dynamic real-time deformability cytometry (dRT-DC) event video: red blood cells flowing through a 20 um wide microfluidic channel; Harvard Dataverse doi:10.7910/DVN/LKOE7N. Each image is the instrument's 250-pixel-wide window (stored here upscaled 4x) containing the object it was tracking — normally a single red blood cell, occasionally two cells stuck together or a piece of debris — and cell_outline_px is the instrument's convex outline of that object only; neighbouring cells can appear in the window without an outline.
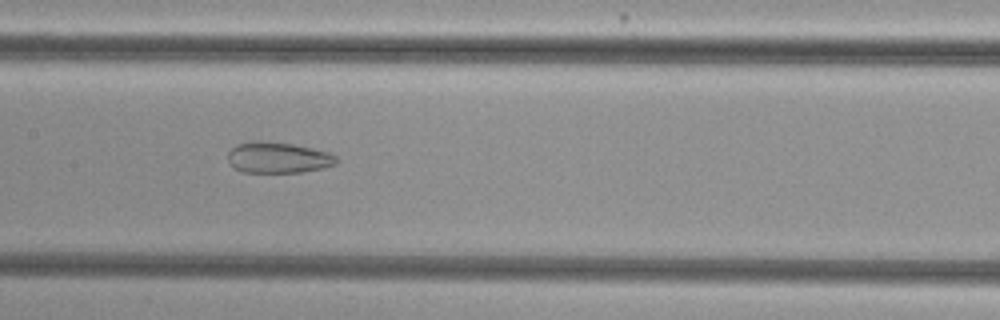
{"species": "common noctule bat (a hibernating species)", "species_latin": "Nyctalus noctula", "temperature_condition": "cold", "stored_images_in_passage": 53, "camera_frame_rate_fps": 3000, "um_per_image_px": 0.085, "animal": {"sex": "female", "body_mass_g": 29.2, "forearm_length_mm": 56.3}, "frame": {"image": 1, "passage_image": 26, "time_ms": 8.333, "image_size_px": [1000, 320], "cell_outline_px": [[336, 164], [324, 168], [300, 172], [244, 172], [236, 168], [228, 160], [228, 152], [236, 144], [252, 140], [264, 140], [292, 144], [312, 148], [328, 152], [336, 156]], "centroid_in_image_um": [23.62, 13.38], "position_along_channel_um": 183.8, "area_um2": 19.59}}
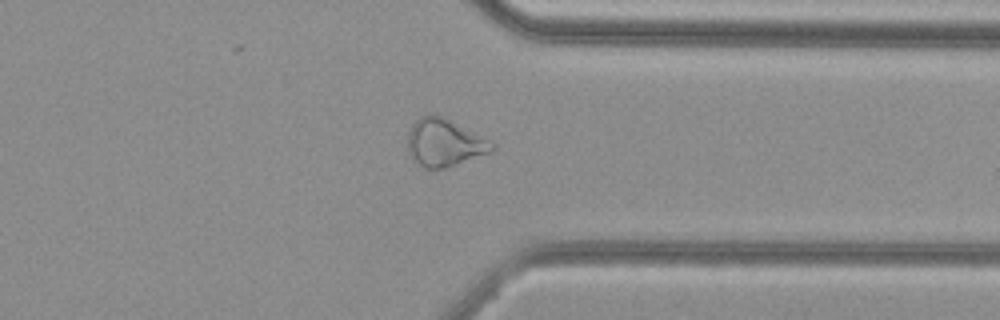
{"frame": {"image": 2, "passage_image": 41, "time_ms": 13.333, "image_size_px": [1000, 320], "cell_outline_px": [[496, 148], [488, 152], [444, 168], [424, 168], [412, 160], [408, 152], [408, 132], [412, 124], [420, 116], [428, 112], [432, 112], [496, 144]], "centroid_in_image_um": [37.69, 12.11], "position_along_channel_um": 373.7, "area_um2": 22.89}}
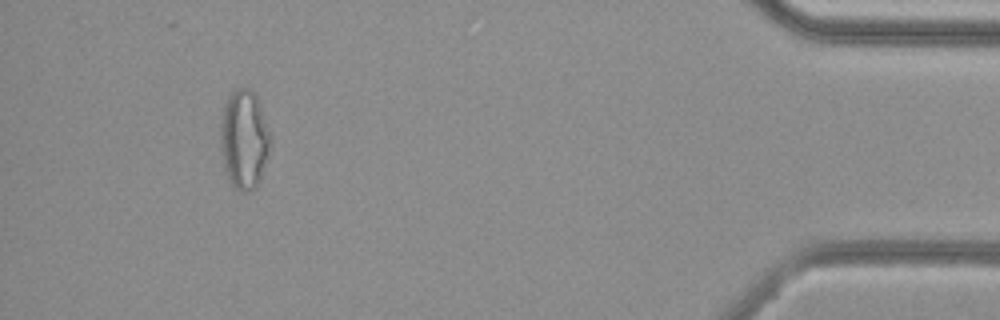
{"frame": {"image": 3, "passage_image": 49, "time_ms": 16.0, "image_size_px": [1000, 320], "cell_outline_px": [[268, 152], [260, 180], [256, 188], [252, 192], [240, 192], [228, 180], [224, 168], [220, 148], [220, 124], [224, 104], [232, 88], [248, 88], [256, 92], [260, 104], [268, 132]], "centroid_in_image_um": [20.7, 11.84], "position_along_channel_um": 414.5, "area_um2": 28.9}, "authors_computed_cell_mechanics": {"area_um2": 26.4724, "velocity_mm_per_s": 3.8294, "shape_relaxation_time_tau1_ms": null, "shape_relaxation_time_tau2_ms": 2.8276, "deformation_change_tau1": null, "deformation_change_tau2": 0.1029}}